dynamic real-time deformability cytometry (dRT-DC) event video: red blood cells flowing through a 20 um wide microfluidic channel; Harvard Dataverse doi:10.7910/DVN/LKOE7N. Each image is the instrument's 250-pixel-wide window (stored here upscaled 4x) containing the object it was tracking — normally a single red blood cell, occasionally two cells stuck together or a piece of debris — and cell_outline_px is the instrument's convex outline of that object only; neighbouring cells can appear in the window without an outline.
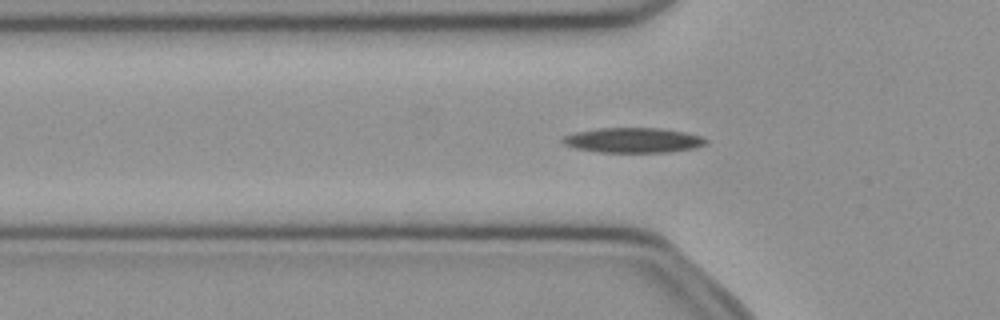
{"species": "common noctule bat (a hibernating species)", "species_latin": "Nyctalus noctula", "temperature_condition": "cold", "stored_images_in_passage": 51, "camera_frame_rate_fps": 3000, "um_per_image_px": 0.085, "animal": {"sex": "female", "body_mass_g": 21.9}, "frame": {"image": 1, "passage_image": 16, "time_ms": 5.0, "image_size_px": [1000, 320], "cell_outline_px": [[708, 144], [696, 148], [668, 152], [600, 152], [576, 148], [564, 144], [560, 140], [564, 136], [576, 132], [600, 128], [660, 128], [688, 132], [700, 136], [708, 140]], "centroid_in_image_um": [53.88, 11.92], "position_along_channel_um": 71.9, "area_um2": 20.92}}
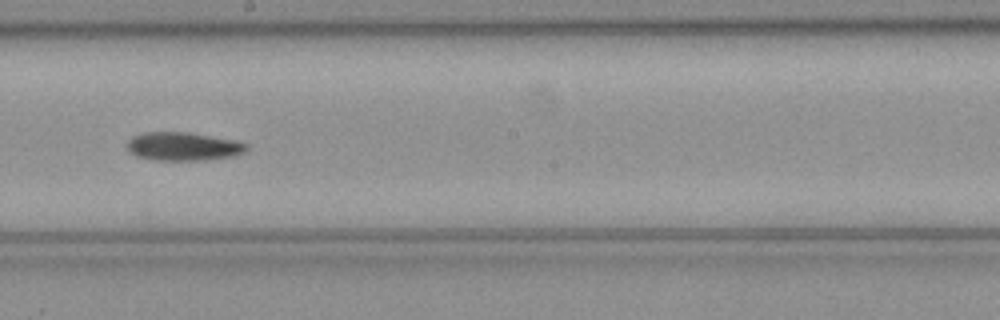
{"frame": {"image": 2, "passage_image": 28, "time_ms": 9.0, "image_size_px": [1000, 320], "cell_outline_px": [[248, 148], [244, 152], [236, 156], [208, 160], [156, 160], [136, 156], [128, 152], [124, 148], [128, 140], [132, 136], [144, 132], [188, 132], [236, 140], [248, 144]], "centroid_in_image_um": [15.55, 12.45], "position_along_channel_um": 232.6, "area_um2": 20.17}}
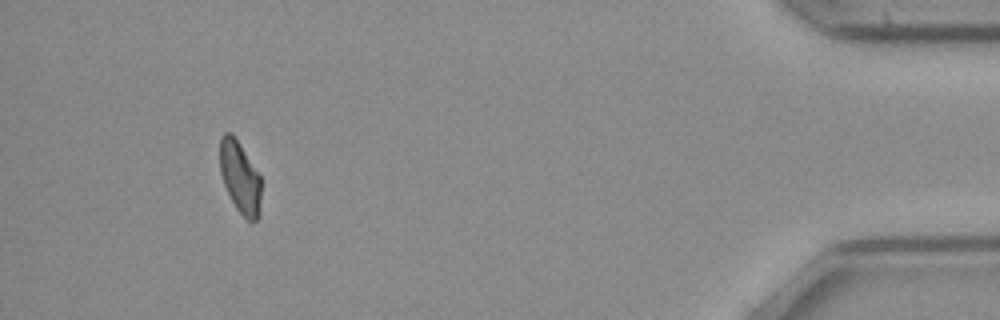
{"frame": {"image": 3, "passage_image": 47, "time_ms": 15.333, "image_size_px": [1000, 320], "cell_outline_px": [[260, 216], [256, 220], [248, 220], [236, 208], [224, 184], [220, 172], [220, 136], [224, 132], [232, 132], [240, 144], [260, 176]], "centroid_in_image_um": [20.39, 15.04], "position_along_channel_um": 414.8, "area_um2": 17.11}, "authors_computed_cell_mechanics": {"area_um2": 19.4208, "velocity_mm_per_s": 3.9771, "shape_relaxation_time_tau1_ms": 11.3327, "shape_relaxation_time_tau2_ms": null, "deformation_change_tau1": 0.2553, "deformation_change_tau2": null}}